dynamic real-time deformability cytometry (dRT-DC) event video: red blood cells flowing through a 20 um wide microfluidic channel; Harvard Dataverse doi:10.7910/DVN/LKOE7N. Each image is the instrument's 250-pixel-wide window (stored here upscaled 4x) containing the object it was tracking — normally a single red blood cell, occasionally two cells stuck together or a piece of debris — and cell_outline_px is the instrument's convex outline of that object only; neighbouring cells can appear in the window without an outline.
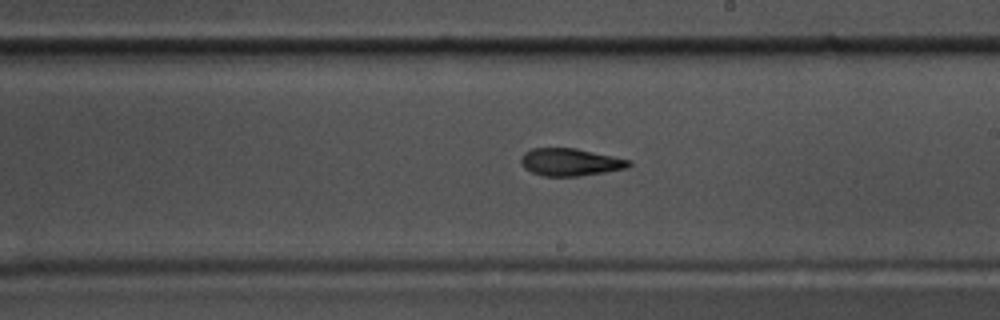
{"species": "common noctule bat (a hibernating species)", "species_latin": "Nyctalus noctula", "temperature_condition": "warm", "stored_images_in_passage": 40, "camera_frame_rate_fps": 3000, "um_per_image_px": 0.085, "animal": {"sex": "male", "body_mass_g": 17.5, "forearm_length_mm": 52.3}, "frame": {"image": 1, "passage_image": 23, "time_ms": 7.333, "image_size_px": [1000, 320], "cell_outline_px": [[632, 164], [628, 168], [580, 176], [544, 176], [532, 172], [524, 168], [520, 164], [520, 156], [524, 152], [532, 148], [576, 148], [632, 160]], "centroid_in_image_um": [48.46, 13.77], "position_along_channel_um": 240.5, "area_um2": 17.46}}
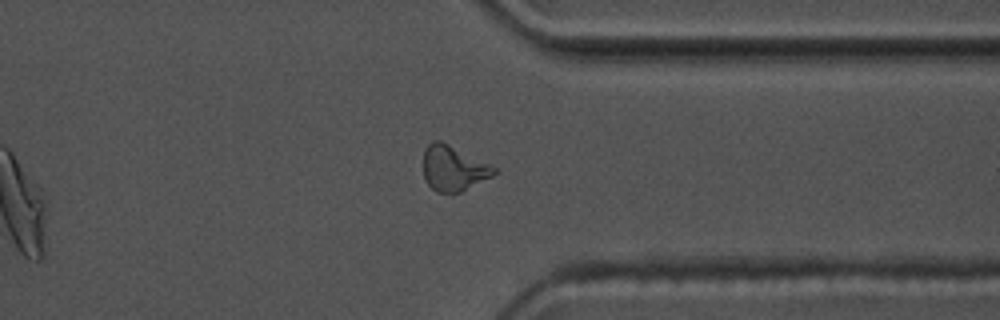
{"frame": {"image": 2, "passage_image": 34, "time_ms": 11.0, "image_size_px": [1000, 320], "cell_outline_px": [[500, 168], [492, 176], [452, 196], [436, 192], [428, 184], [424, 176], [424, 148], [432, 140], [440, 140]], "centroid_in_image_um": [38.55, 14.32], "position_along_channel_um": 372.8, "area_um2": 19.02}, "authors_computed_cell_mechanics": {"area_um2": 17.5423, "velocity_mm_per_s": 3.6641, "shape_relaxation_time_tau1_ms": 5.2367, "shape_relaxation_time_tau2_ms": 2.9109, "deformation_change_tau1": 0.2058, "deformation_change_tau2": 0.0993}}